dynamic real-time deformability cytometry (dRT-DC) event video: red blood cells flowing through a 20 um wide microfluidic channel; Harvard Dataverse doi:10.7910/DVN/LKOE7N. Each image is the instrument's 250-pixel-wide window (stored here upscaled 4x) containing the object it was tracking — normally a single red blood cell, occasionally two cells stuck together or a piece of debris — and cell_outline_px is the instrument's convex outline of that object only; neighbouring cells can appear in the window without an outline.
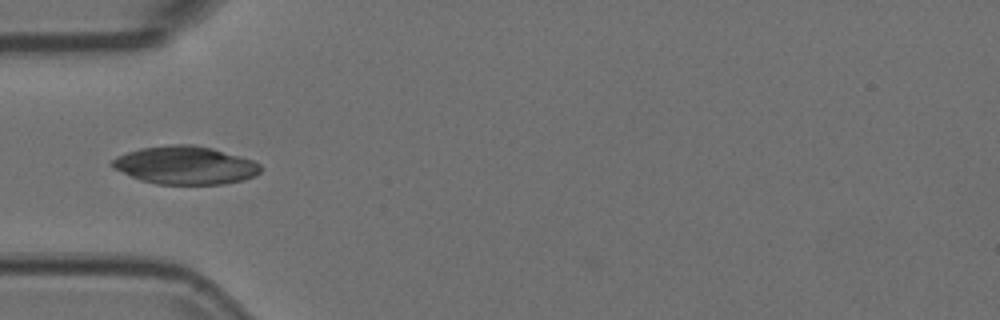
{"species": "Egyptian fruit bat (a non-hibernating species)", "species_latin": "Rousettus aegyptiacus", "temperature_condition": "room temperature", "stored_images_in_passage": 38, "camera_frame_rate_fps": 3000, "um_per_image_px": 0.085, "animal": {"sex": "female"}, "frame": {"image": 1, "passage_image": 1, "time_ms": 0.0, "image_size_px": [1000, 320], "cell_outline_px": [[260, 172], [256, 176], [244, 180], [224, 184], [156, 184], [140, 180], [112, 168], [112, 160], [116, 156], [140, 148], [172, 144], [192, 144], [212, 148], [240, 156], [252, 160], [260, 164]], "centroid_in_image_um": [15.75, 14.05], "position_along_channel_um": 69.3, "area_um2": 33.0}}
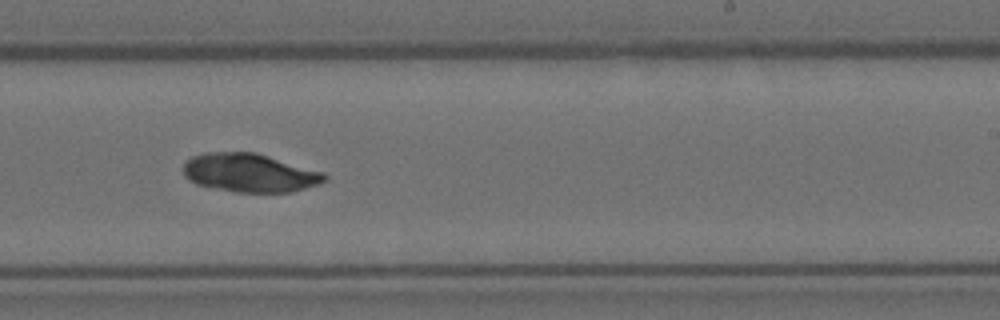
{"frame": {"image": 2, "passage_image": 17, "time_ms": 5.333, "image_size_px": [1000, 320], "cell_outline_px": [[328, 176], [320, 184], [292, 192], [236, 192], [212, 188], [196, 184], [188, 180], [184, 176], [184, 164], [192, 156], [208, 152], [256, 152], [324, 172]], "centroid_in_image_um": [21.23, 14.69], "position_along_channel_um": 267.8, "area_um2": 31.85}}
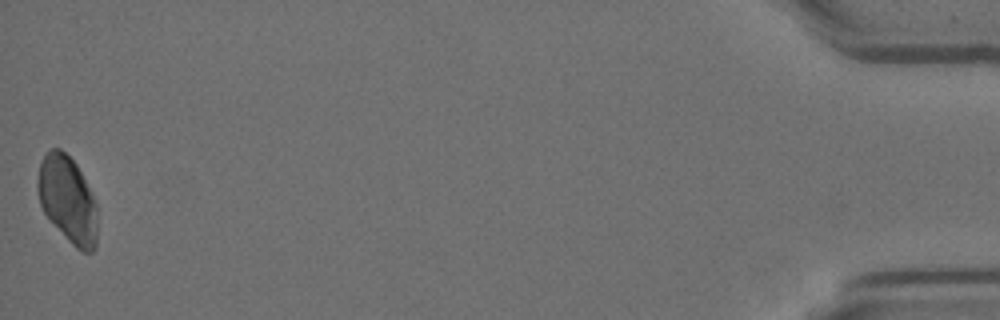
{"frame": {"image": 3, "passage_image": 38, "time_ms": 12.333, "image_size_px": [1000, 320], "cell_outline_px": [[96, 248], [92, 252], [80, 252], [68, 240], [44, 212], [40, 204], [36, 188], [36, 180], [40, 160], [52, 148], [60, 148], [76, 164], [96, 200]], "centroid_in_image_um": [5.73, 16.95], "position_along_channel_um": 429.5, "area_um2": 30.11}}